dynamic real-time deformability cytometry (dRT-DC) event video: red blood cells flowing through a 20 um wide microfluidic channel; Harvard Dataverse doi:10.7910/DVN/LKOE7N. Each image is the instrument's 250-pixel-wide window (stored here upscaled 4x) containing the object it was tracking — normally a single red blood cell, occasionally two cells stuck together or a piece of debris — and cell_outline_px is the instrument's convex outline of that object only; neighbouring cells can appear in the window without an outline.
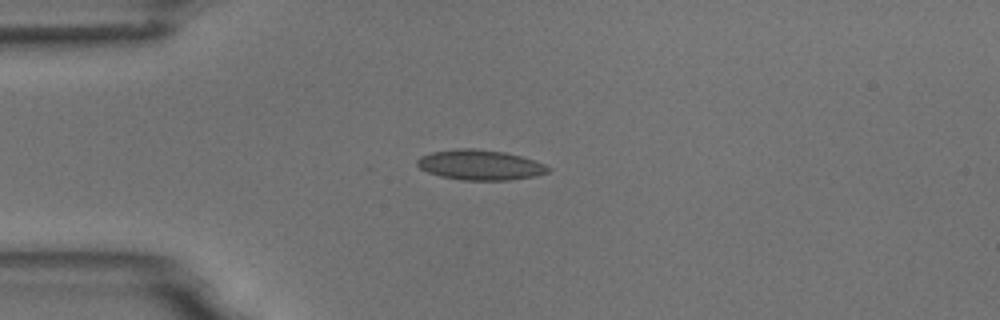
{"species": "common noctule bat (a hibernating species)", "species_latin": "Nyctalus noctula", "temperature_condition": "room temperature", "stored_images_in_passage": 4, "camera_frame_rate_fps": 3000, "um_per_image_px": 0.085, "animal": {"sex": "male", "body_mass_g": 18.8}, "frame": {"image": 1, "passage_image": 3, "time_ms": 3.0, "image_size_px": [1000, 320], "cell_outline_px": [[552, 168], [548, 172], [536, 176], [508, 180], [464, 180], [440, 176], [428, 172], [420, 168], [416, 164], [416, 160], [420, 156], [432, 152], [456, 148], [472, 148], [504, 152], [520, 156], [544, 164]], "centroid_in_image_um": [40.79, 14.02], "position_along_channel_um": 44.2, "area_um2": 22.95}}
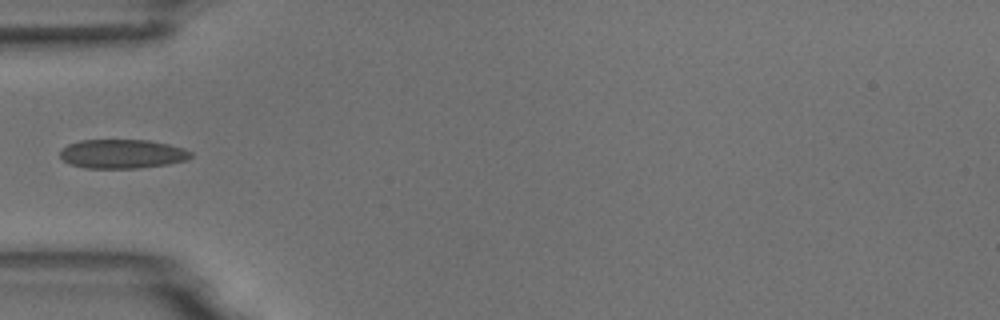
{"frame": {"image": 2, "passage_image": 4, "time_ms": 4.333, "image_size_px": [1000, 320], "cell_outline_px": [[192, 156], [188, 160], [168, 164], [140, 168], [84, 168], [68, 164], [60, 156], [60, 152], [68, 144], [80, 140], [148, 140], [168, 144], [184, 148], [192, 152]], "centroid_in_image_um": [10.41, 13.08], "position_along_channel_um": 74.6, "area_um2": 22.25}}